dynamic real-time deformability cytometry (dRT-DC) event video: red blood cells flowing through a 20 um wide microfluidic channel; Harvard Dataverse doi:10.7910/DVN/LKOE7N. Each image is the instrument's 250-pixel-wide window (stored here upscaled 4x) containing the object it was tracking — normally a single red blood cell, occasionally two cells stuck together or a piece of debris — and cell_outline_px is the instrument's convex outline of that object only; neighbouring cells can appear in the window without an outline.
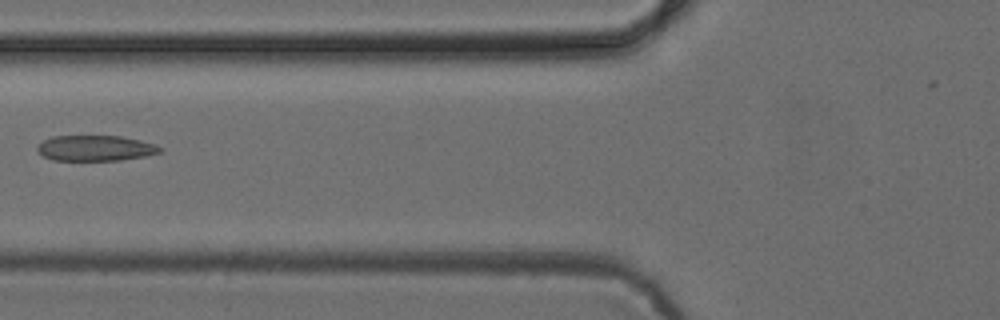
{"species": "common noctule bat (a hibernating species)", "species_latin": "Nyctalus noctula", "temperature_condition": "cold", "stored_images_in_passage": 6, "camera_frame_rate_fps": 3000, "um_per_image_px": 0.085, "animal": {"sex": "female", "body_mass_g": 24.6, "forearm_length_mm": 56.2}, "frame": {"image": 1, "passage_image": 5, "time_ms": 4.667, "image_size_px": [1000, 320], "cell_outline_px": [[164, 148], [160, 152], [144, 156], [120, 160], [52, 160], [44, 156], [36, 148], [44, 140], [52, 136], [120, 136], [140, 140], [156, 144]], "centroid_in_image_um": [8.14, 12.59], "position_along_channel_um": 117.7, "area_um2": 18.15}}
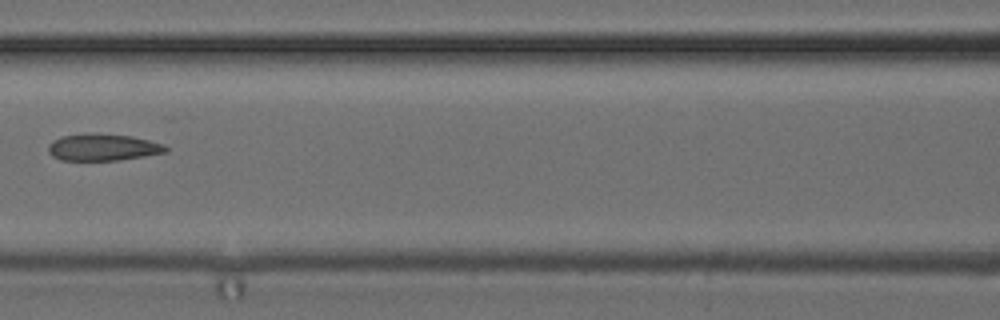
{"frame": {"image": 2, "passage_image": 6, "time_ms": 5.667, "image_size_px": [1000, 320], "cell_outline_px": [[168, 152], [144, 156], [116, 160], [60, 160], [52, 156], [48, 152], [48, 144], [52, 140], [60, 136], [84, 132], [88, 132], [132, 136], [164, 144], [168, 148]], "centroid_in_image_um": [8.7, 12.5], "position_along_channel_um": 157.9, "area_um2": 18.67}}